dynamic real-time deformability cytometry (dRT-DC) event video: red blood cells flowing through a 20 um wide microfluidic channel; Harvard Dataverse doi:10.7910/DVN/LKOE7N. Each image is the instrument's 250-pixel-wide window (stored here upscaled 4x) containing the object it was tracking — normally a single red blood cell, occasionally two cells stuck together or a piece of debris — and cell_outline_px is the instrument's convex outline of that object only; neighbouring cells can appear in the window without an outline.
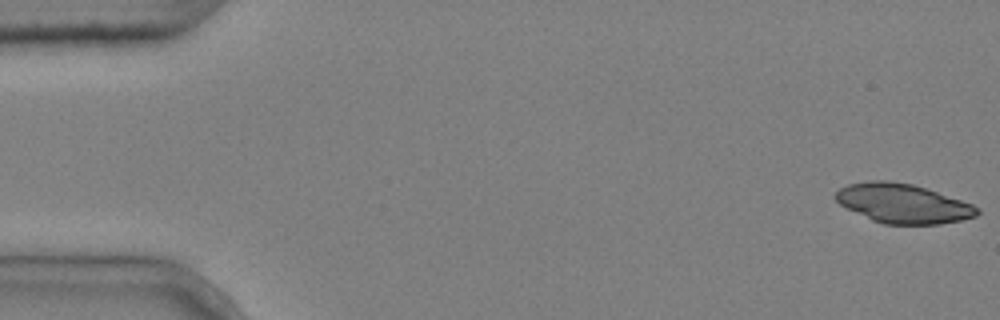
{"species": "common noctule bat (a hibernating species)", "species_latin": "Nyctalus noctula", "temperature_condition": "cold", "stored_images_in_passage": 4, "camera_frame_rate_fps": 3000, "um_per_image_px": 0.085, "animal": {"sex": "male", "body_mass_g": 20.4}, "frame": {"image": 1, "passage_image": 1, "time_ms": 0.0, "image_size_px": [1000, 320], "cell_outline_px": [[980, 212], [976, 216], [960, 220], [940, 224], [884, 224], [872, 220], [840, 204], [836, 200], [836, 192], [840, 188], [848, 184], [868, 180], [888, 180], [912, 184], [972, 204], [980, 208]], "centroid_in_image_um": [76.75, 17.29], "position_along_channel_um": 8.3, "area_um2": 32.08}}